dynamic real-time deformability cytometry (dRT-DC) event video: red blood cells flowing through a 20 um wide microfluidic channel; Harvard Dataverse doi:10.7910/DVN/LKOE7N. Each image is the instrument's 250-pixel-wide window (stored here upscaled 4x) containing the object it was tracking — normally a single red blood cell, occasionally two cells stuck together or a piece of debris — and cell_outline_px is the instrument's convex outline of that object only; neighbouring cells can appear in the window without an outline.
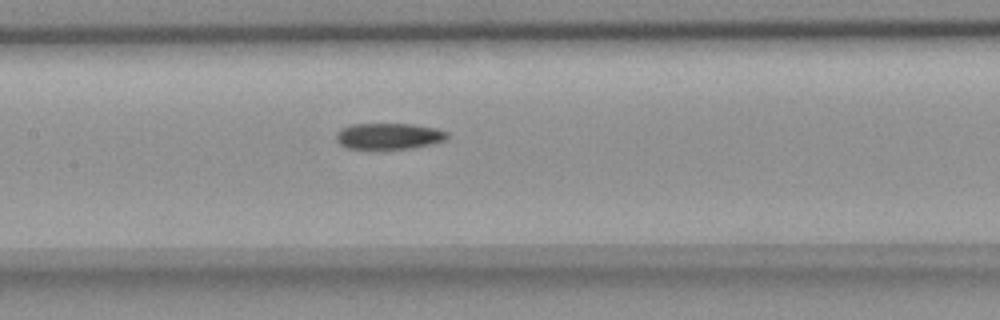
{"species": "common noctule bat (a hibernating species)", "species_latin": "Nyctalus noctula", "temperature_condition": "room temperature", "stored_images_in_passage": 8, "segment_of_instrument_passage": [2, 2], "camera_frame_rate_fps": 3000, "um_per_image_px": 0.085, "animal": {"sex": "female", "body_mass_g": 18.4}, "frame": {"image": 1, "passage_image": 8, "time_ms": 2.333, "image_size_px": [1000, 320], "cell_outline_px": [[448, 136], [444, 140], [432, 144], [412, 148], [348, 148], [340, 144], [336, 140], [336, 132], [352, 124], [412, 124], [436, 128], [448, 132]], "centroid_in_image_um": [33.07, 11.56], "position_along_channel_um": 174.3, "area_um2": 16.7}}